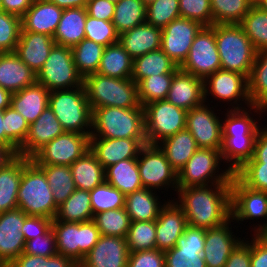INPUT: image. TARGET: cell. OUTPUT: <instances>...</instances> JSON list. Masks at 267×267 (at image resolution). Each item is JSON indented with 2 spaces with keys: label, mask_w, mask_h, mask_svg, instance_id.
Returning a JSON list of instances; mask_svg holds the SVG:
<instances>
[{
  "label": "cell",
  "mask_w": 267,
  "mask_h": 267,
  "mask_svg": "<svg viewBox=\"0 0 267 267\" xmlns=\"http://www.w3.org/2000/svg\"><path fill=\"white\" fill-rule=\"evenodd\" d=\"M52 228V219L41 216H27L23 222L21 232L25 241L39 235L46 234Z\"/></svg>",
  "instance_id": "be15d7a7"
},
{
  "label": "cell",
  "mask_w": 267,
  "mask_h": 267,
  "mask_svg": "<svg viewBox=\"0 0 267 267\" xmlns=\"http://www.w3.org/2000/svg\"><path fill=\"white\" fill-rule=\"evenodd\" d=\"M221 69L249 78L257 50L240 24H215Z\"/></svg>",
  "instance_id": "7a4b0ae2"
},
{
  "label": "cell",
  "mask_w": 267,
  "mask_h": 267,
  "mask_svg": "<svg viewBox=\"0 0 267 267\" xmlns=\"http://www.w3.org/2000/svg\"><path fill=\"white\" fill-rule=\"evenodd\" d=\"M179 69L202 79L221 69L215 39V24L203 26L197 33L187 58Z\"/></svg>",
  "instance_id": "5bb4252c"
},
{
  "label": "cell",
  "mask_w": 267,
  "mask_h": 267,
  "mask_svg": "<svg viewBox=\"0 0 267 267\" xmlns=\"http://www.w3.org/2000/svg\"><path fill=\"white\" fill-rule=\"evenodd\" d=\"M133 59L119 42L106 46L97 73L120 79L131 78Z\"/></svg>",
  "instance_id": "ab89813d"
},
{
  "label": "cell",
  "mask_w": 267,
  "mask_h": 267,
  "mask_svg": "<svg viewBox=\"0 0 267 267\" xmlns=\"http://www.w3.org/2000/svg\"><path fill=\"white\" fill-rule=\"evenodd\" d=\"M256 235L267 243V223Z\"/></svg>",
  "instance_id": "11e5206c"
},
{
  "label": "cell",
  "mask_w": 267,
  "mask_h": 267,
  "mask_svg": "<svg viewBox=\"0 0 267 267\" xmlns=\"http://www.w3.org/2000/svg\"><path fill=\"white\" fill-rule=\"evenodd\" d=\"M178 70L179 66L158 49L133 59L131 79L138 84L152 75L175 74Z\"/></svg>",
  "instance_id": "74e56055"
},
{
  "label": "cell",
  "mask_w": 267,
  "mask_h": 267,
  "mask_svg": "<svg viewBox=\"0 0 267 267\" xmlns=\"http://www.w3.org/2000/svg\"><path fill=\"white\" fill-rule=\"evenodd\" d=\"M168 199L156 219V248L161 251L174 248L177 239L183 235L188 226L182 208L172 197L171 200Z\"/></svg>",
  "instance_id": "603a6c76"
},
{
  "label": "cell",
  "mask_w": 267,
  "mask_h": 267,
  "mask_svg": "<svg viewBox=\"0 0 267 267\" xmlns=\"http://www.w3.org/2000/svg\"><path fill=\"white\" fill-rule=\"evenodd\" d=\"M50 91L36 83L11 95L12 106L30 125L42 114L49 103Z\"/></svg>",
  "instance_id": "4dcf8cb0"
},
{
  "label": "cell",
  "mask_w": 267,
  "mask_h": 267,
  "mask_svg": "<svg viewBox=\"0 0 267 267\" xmlns=\"http://www.w3.org/2000/svg\"><path fill=\"white\" fill-rule=\"evenodd\" d=\"M156 193V194H155ZM157 191L142 188L126 195L125 210L130 221H153L156 220L160 209L166 200H161Z\"/></svg>",
  "instance_id": "836d02e7"
},
{
  "label": "cell",
  "mask_w": 267,
  "mask_h": 267,
  "mask_svg": "<svg viewBox=\"0 0 267 267\" xmlns=\"http://www.w3.org/2000/svg\"><path fill=\"white\" fill-rule=\"evenodd\" d=\"M45 174L51 188L56 206L64 203L76 190L70 166L37 165Z\"/></svg>",
  "instance_id": "b9f144b4"
},
{
  "label": "cell",
  "mask_w": 267,
  "mask_h": 267,
  "mask_svg": "<svg viewBox=\"0 0 267 267\" xmlns=\"http://www.w3.org/2000/svg\"><path fill=\"white\" fill-rule=\"evenodd\" d=\"M231 210L233 221L239 225L246 220L265 219L262 223L249 225L250 232L256 235L267 223V192L247 187L234 174L231 178Z\"/></svg>",
  "instance_id": "4fadbf2b"
},
{
  "label": "cell",
  "mask_w": 267,
  "mask_h": 267,
  "mask_svg": "<svg viewBox=\"0 0 267 267\" xmlns=\"http://www.w3.org/2000/svg\"><path fill=\"white\" fill-rule=\"evenodd\" d=\"M174 201L192 227L213 228L232 218L231 183L178 188Z\"/></svg>",
  "instance_id": "6da1fadb"
},
{
  "label": "cell",
  "mask_w": 267,
  "mask_h": 267,
  "mask_svg": "<svg viewBox=\"0 0 267 267\" xmlns=\"http://www.w3.org/2000/svg\"><path fill=\"white\" fill-rule=\"evenodd\" d=\"M146 138H90V151L107 168L128 158H137Z\"/></svg>",
  "instance_id": "44dd1931"
},
{
  "label": "cell",
  "mask_w": 267,
  "mask_h": 267,
  "mask_svg": "<svg viewBox=\"0 0 267 267\" xmlns=\"http://www.w3.org/2000/svg\"><path fill=\"white\" fill-rule=\"evenodd\" d=\"M11 93L0 86V110H4L10 106Z\"/></svg>",
  "instance_id": "753ad0ef"
},
{
  "label": "cell",
  "mask_w": 267,
  "mask_h": 267,
  "mask_svg": "<svg viewBox=\"0 0 267 267\" xmlns=\"http://www.w3.org/2000/svg\"><path fill=\"white\" fill-rule=\"evenodd\" d=\"M8 267H79L73 259L57 254L52 257L22 253Z\"/></svg>",
  "instance_id": "680465c9"
},
{
  "label": "cell",
  "mask_w": 267,
  "mask_h": 267,
  "mask_svg": "<svg viewBox=\"0 0 267 267\" xmlns=\"http://www.w3.org/2000/svg\"><path fill=\"white\" fill-rule=\"evenodd\" d=\"M47 1L63 9L86 7V4L82 0H47Z\"/></svg>",
  "instance_id": "2644e50d"
},
{
  "label": "cell",
  "mask_w": 267,
  "mask_h": 267,
  "mask_svg": "<svg viewBox=\"0 0 267 267\" xmlns=\"http://www.w3.org/2000/svg\"><path fill=\"white\" fill-rule=\"evenodd\" d=\"M108 1H110V2H112V3H114V4H116L119 0H108Z\"/></svg>",
  "instance_id": "979ff035"
},
{
  "label": "cell",
  "mask_w": 267,
  "mask_h": 267,
  "mask_svg": "<svg viewBox=\"0 0 267 267\" xmlns=\"http://www.w3.org/2000/svg\"><path fill=\"white\" fill-rule=\"evenodd\" d=\"M86 5L91 1V0H82Z\"/></svg>",
  "instance_id": "deb4b68c"
},
{
  "label": "cell",
  "mask_w": 267,
  "mask_h": 267,
  "mask_svg": "<svg viewBox=\"0 0 267 267\" xmlns=\"http://www.w3.org/2000/svg\"><path fill=\"white\" fill-rule=\"evenodd\" d=\"M179 17V0H155L146 7V22L157 28L164 29Z\"/></svg>",
  "instance_id": "db71d44e"
},
{
  "label": "cell",
  "mask_w": 267,
  "mask_h": 267,
  "mask_svg": "<svg viewBox=\"0 0 267 267\" xmlns=\"http://www.w3.org/2000/svg\"><path fill=\"white\" fill-rule=\"evenodd\" d=\"M100 235L126 238L130 218L124 207L97 213L93 217Z\"/></svg>",
  "instance_id": "7dc6e473"
},
{
  "label": "cell",
  "mask_w": 267,
  "mask_h": 267,
  "mask_svg": "<svg viewBox=\"0 0 267 267\" xmlns=\"http://www.w3.org/2000/svg\"><path fill=\"white\" fill-rule=\"evenodd\" d=\"M5 125V145H7L16 155L18 149L25 142L29 132V124L25 118L12 106L4 109Z\"/></svg>",
  "instance_id": "f907efd6"
},
{
  "label": "cell",
  "mask_w": 267,
  "mask_h": 267,
  "mask_svg": "<svg viewBox=\"0 0 267 267\" xmlns=\"http://www.w3.org/2000/svg\"><path fill=\"white\" fill-rule=\"evenodd\" d=\"M170 165L178 172L199 148L193 135L186 128L157 144Z\"/></svg>",
  "instance_id": "d590c367"
},
{
  "label": "cell",
  "mask_w": 267,
  "mask_h": 267,
  "mask_svg": "<svg viewBox=\"0 0 267 267\" xmlns=\"http://www.w3.org/2000/svg\"><path fill=\"white\" fill-rule=\"evenodd\" d=\"M129 254L126 238L100 235L79 267H127Z\"/></svg>",
  "instance_id": "7402d4cb"
},
{
  "label": "cell",
  "mask_w": 267,
  "mask_h": 267,
  "mask_svg": "<svg viewBox=\"0 0 267 267\" xmlns=\"http://www.w3.org/2000/svg\"><path fill=\"white\" fill-rule=\"evenodd\" d=\"M174 74L152 75L142 79L138 85L142 106L156 100H166Z\"/></svg>",
  "instance_id": "816d5d0a"
},
{
  "label": "cell",
  "mask_w": 267,
  "mask_h": 267,
  "mask_svg": "<svg viewBox=\"0 0 267 267\" xmlns=\"http://www.w3.org/2000/svg\"><path fill=\"white\" fill-rule=\"evenodd\" d=\"M90 191L76 189L58 206L55 220L65 222H88L93 220Z\"/></svg>",
  "instance_id": "60d3db41"
},
{
  "label": "cell",
  "mask_w": 267,
  "mask_h": 267,
  "mask_svg": "<svg viewBox=\"0 0 267 267\" xmlns=\"http://www.w3.org/2000/svg\"><path fill=\"white\" fill-rule=\"evenodd\" d=\"M234 174L247 187L267 192V163L245 162Z\"/></svg>",
  "instance_id": "6f0895ef"
},
{
  "label": "cell",
  "mask_w": 267,
  "mask_h": 267,
  "mask_svg": "<svg viewBox=\"0 0 267 267\" xmlns=\"http://www.w3.org/2000/svg\"><path fill=\"white\" fill-rule=\"evenodd\" d=\"M64 132L52 109L47 106L35 122L29 125L28 135L18 149V155L31 158L45 144Z\"/></svg>",
  "instance_id": "d4e9b609"
},
{
  "label": "cell",
  "mask_w": 267,
  "mask_h": 267,
  "mask_svg": "<svg viewBox=\"0 0 267 267\" xmlns=\"http://www.w3.org/2000/svg\"><path fill=\"white\" fill-rule=\"evenodd\" d=\"M240 25L257 51L267 49V11L252 5Z\"/></svg>",
  "instance_id": "bcb514c9"
},
{
  "label": "cell",
  "mask_w": 267,
  "mask_h": 267,
  "mask_svg": "<svg viewBox=\"0 0 267 267\" xmlns=\"http://www.w3.org/2000/svg\"><path fill=\"white\" fill-rule=\"evenodd\" d=\"M243 240L231 252L224 267H251L250 239Z\"/></svg>",
  "instance_id": "e7e4bbea"
},
{
  "label": "cell",
  "mask_w": 267,
  "mask_h": 267,
  "mask_svg": "<svg viewBox=\"0 0 267 267\" xmlns=\"http://www.w3.org/2000/svg\"><path fill=\"white\" fill-rule=\"evenodd\" d=\"M63 10L47 0H34L31 7L21 17V31L53 37Z\"/></svg>",
  "instance_id": "484cf974"
},
{
  "label": "cell",
  "mask_w": 267,
  "mask_h": 267,
  "mask_svg": "<svg viewBox=\"0 0 267 267\" xmlns=\"http://www.w3.org/2000/svg\"><path fill=\"white\" fill-rule=\"evenodd\" d=\"M21 30L20 17L0 10V53L15 52Z\"/></svg>",
  "instance_id": "11a10c76"
},
{
  "label": "cell",
  "mask_w": 267,
  "mask_h": 267,
  "mask_svg": "<svg viewBox=\"0 0 267 267\" xmlns=\"http://www.w3.org/2000/svg\"><path fill=\"white\" fill-rule=\"evenodd\" d=\"M24 254L52 257L58 254L56 237L51 228L46 234L39 235L25 242Z\"/></svg>",
  "instance_id": "94428289"
},
{
  "label": "cell",
  "mask_w": 267,
  "mask_h": 267,
  "mask_svg": "<svg viewBox=\"0 0 267 267\" xmlns=\"http://www.w3.org/2000/svg\"><path fill=\"white\" fill-rule=\"evenodd\" d=\"M231 223L235 224L232 218L223 225L206 229L202 253L206 267H224L231 252L243 240L234 234Z\"/></svg>",
  "instance_id": "ffe728a7"
},
{
  "label": "cell",
  "mask_w": 267,
  "mask_h": 267,
  "mask_svg": "<svg viewBox=\"0 0 267 267\" xmlns=\"http://www.w3.org/2000/svg\"><path fill=\"white\" fill-rule=\"evenodd\" d=\"M90 138H146L143 106L95 108Z\"/></svg>",
  "instance_id": "3957f363"
},
{
  "label": "cell",
  "mask_w": 267,
  "mask_h": 267,
  "mask_svg": "<svg viewBox=\"0 0 267 267\" xmlns=\"http://www.w3.org/2000/svg\"><path fill=\"white\" fill-rule=\"evenodd\" d=\"M146 5H148L149 3L155 1V0H142Z\"/></svg>",
  "instance_id": "09005b40"
},
{
  "label": "cell",
  "mask_w": 267,
  "mask_h": 267,
  "mask_svg": "<svg viewBox=\"0 0 267 267\" xmlns=\"http://www.w3.org/2000/svg\"><path fill=\"white\" fill-rule=\"evenodd\" d=\"M85 39L106 47L118 42L119 34L112 24V21L99 20L87 15L85 22Z\"/></svg>",
  "instance_id": "9f6ffc18"
},
{
  "label": "cell",
  "mask_w": 267,
  "mask_h": 267,
  "mask_svg": "<svg viewBox=\"0 0 267 267\" xmlns=\"http://www.w3.org/2000/svg\"><path fill=\"white\" fill-rule=\"evenodd\" d=\"M261 125L256 136L253 157L246 162L267 163V124Z\"/></svg>",
  "instance_id": "a7ac6f4b"
},
{
  "label": "cell",
  "mask_w": 267,
  "mask_h": 267,
  "mask_svg": "<svg viewBox=\"0 0 267 267\" xmlns=\"http://www.w3.org/2000/svg\"><path fill=\"white\" fill-rule=\"evenodd\" d=\"M205 228L187 226L174 248L164 251L165 267H206L202 256Z\"/></svg>",
  "instance_id": "ac0fdd59"
},
{
  "label": "cell",
  "mask_w": 267,
  "mask_h": 267,
  "mask_svg": "<svg viewBox=\"0 0 267 267\" xmlns=\"http://www.w3.org/2000/svg\"><path fill=\"white\" fill-rule=\"evenodd\" d=\"M147 5L142 0H119L115 4L112 24L120 35L146 22Z\"/></svg>",
  "instance_id": "7bdbcfd3"
},
{
  "label": "cell",
  "mask_w": 267,
  "mask_h": 267,
  "mask_svg": "<svg viewBox=\"0 0 267 267\" xmlns=\"http://www.w3.org/2000/svg\"><path fill=\"white\" fill-rule=\"evenodd\" d=\"M257 135H223L221 156L234 173L253 157Z\"/></svg>",
  "instance_id": "f35d334b"
},
{
  "label": "cell",
  "mask_w": 267,
  "mask_h": 267,
  "mask_svg": "<svg viewBox=\"0 0 267 267\" xmlns=\"http://www.w3.org/2000/svg\"><path fill=\"white\" fill-rule=\"evenodd\" d=\"M0 10H2V0H0Z\"/></svg>",
  "instance_id": "67dfc351"
},
{
  "label": "cell",
  "mask_w": 267,
  "mask_h": 267,
  "mask_svg": "<svg viewBox=\"0 0 267 267\" xmlns=\"http://www.w3.org/2000/svg\"><path fill=\"white\" fill-rule=\"evenodd\" d=\"M211 96L214 100H219L217 103L226 102L230 106L227 109L230 110L245 109L252 105L248 92V78L234 71L220 69L204 79L205 102L213 103V100L210 102L209 99Z\"/></svg>",
  "instance_id": "7c38bea8"
},
{
  "label": "cell",
  "mask_w": 267,
  "mask_h": 267,
  "mask_svg": "<svg viewBox=\"0 0 267 267\" xmlns=\"http://www.w3.org/2000/svg\"><path fill=\"white\" fill-rule=\"evenodd\" d=\"M105 182L125 196L143 188L137 158H128L105 168Z\"/></svg>",
  "instance_id": "e575fe53"
},
{
  "label": "cell",
  "mask_w": 267,
  "mask_h": 267,
  "mask_svg": "<svg viewBox=\"0 0 267 267\" xmlns=\"http://www.w3.org/2000/svg\"><path fill=\"white\" fill-rule=\"evenodd\" d=\"M83 81L76 69L72 49L58 44L53 46L37 73V83L45 86L50 92L77 88L83 86Z\"/></svg>",
  "instance_id": "9c48e42d"
},
{
  "label": "cell",
  "mask_w": 267,
  "mask_h": 267,
  "mask_svg": "<svg viewBox=\"0 0 267 267\" xmlns=\"http://www.w3.org/2000/svg\"><path fill=\"white\" fill-rule=\"evenodd\" d=\"M143 108L147 144L157 145L186 127L187 111L167 100H156Z\"/></svg>",
  "instance_id": "30bf717a"
},
{
  "label": "cell",
  "mask_w": 267,
  "mask_h": 267,
  "mask_svg": "<svg viewBox=\"0 0 267 267\" xmlns=\"http://www.w3.org/2000/svg\"><path fill=\"white\" fill-rule=\"evenodd\" d=\"M126 239L129 252L157 249L156 220L131 221Z\"/></svg>",
  "instance_id": "681fc988"
},
{
  "label": "cell",
  "mask_w": 267,
  "mask_h": 267,
  "mask_svg": "<svg viewBox=\"0 0 267 267\" xmlns=\"http://www.w3.org/2000/svg\"><path fill=\"white\" fill-rule=\"evenodd\" d=\"M164 251L158 249L130 252L127 267H165Z\"/></svg>",
  "instance_id": "6125c7cd"
},
{
  "label": "cell",
  "mask_w": 267,
  "mask_h": 267,
  "mask_svg": "<svg viewBox=\"0 0 267 267\" xmlns=\"http://www.w3.org/2000/svg\"><path fill=\"white\" fill-rule=\"evenodd\" d=\"M197 21L179 17L171 21L161 35V50L178 66H180L190 51V47L202 29Z\"/></svg>",
  "instance_id": "e0dca14e"
},
{
  "label": "cell",
  "mask_w": 267,
  "mask_h": 267,
  "mask_svg": "<svg viewBox=\"0 0 267 267\" xmlns=\"http://www.w3.org/2000/svg\"><path fill=\"white\" fill-rule=\"evenodd\" d=\"M138 170L143 188L177 192V171L170 165L158 145L145 144L137 157Z\"/></svg>",
  "instance_id": "8fae6325"
},
{
  "label": "cell",
  "mask_w": 267,
  "mask_h": 267,
  "mask_svg": "<svg viewBox=\"0 0 267 267\" xmlns=\"http://www.w3.org/2000/svg\"><path fill=\"white\" fill-rule=\"evenodd\" d=\"M252 5H258L261 0H248Z\"/></svg>",
  "instance_id": "b9fcfbb0"
},
{
  "label": "cell",
  "mask_w": 267,
  "mask_h": 267,
  "mask_svg": "<svg viewBox=\"0 0 267 267\" xmlns=\"http://www.w3.org/2000/svg\"><path fill=\"white\" fill-rule=\"evenodd\" d=\"M251 235H249L251 237V267H267V243L257 235Z\"/></svg>",
  "instance_id": "003e7915"
},
{
  "label": "cell",
  "mask_w": 267,
  "mask_h": 267,
  "mask_svg": "<svg viewBox=\"0 0 267 267\" xmlns=\"http://www.w3.org/2000/svg\"><path fill=\"white\" fill-rule=\"evenodd\" d=\"M162 29L147 22L119 35V43L132 59L161 48Z\"/></svg>",
  "instance_id": "f1b7e54d"
},
{
  "label": "cell",
  "mask_w": 267,
  "mask_h": 267,
  "mask_svg": "<svg viewBox=\"0 0 267 267\" xmlns=\"http://www.w3.org/2000/svg\"><path fill=\"white\" fill-rule=\"evenodd\" d=\"M26 217L19 208L0 213V267H8L24 252L21 229Z\"/></svg>",
  "instance_id": "d6986e66"
},
{
  "label": "cell",
  "mask_w": 267,
  "mask_h": 267,
  "mask_svg": "<svg viewBox=\"0 0 267 267\" xmlns=\"http://www.w3.org/2000/svg\"><path fill=\"white\" fill-rule=\"evenodd\" d=\"M70 169L76 189L92 191L105 182V168L90 150L72 163Z\"/></svg>",
  "instance_id": "8d00e7d4"
},
{
  "label": "cell",
  "mask_w": 267,
  "mask_h": 267,
  "mask_svg": "<svg viewBox=\"0 0 267 267\" xmlns=\"http://www.w3.org/2000/svg\"><path fill=\"white\" fill-rule=\"evenodd\" d=\"M248 92L252 105L261 106L267 110V49L257 51L248 78Z\"/></svg>",
  "instance_id": "ee69618b"
},
{
  "label": "cell",
  "mask_w": 267,
  "mask_h": 267,
  "mask_svg": "<svg viewBox=\"0 0 267 267\" xmlns=\"http://www.w3.org/2000/svg\"><path fill=\"white\" fill-rule=\"evenodd\" d=\"M34 0H2V11L22 17Z\"/></svg>",
  "instance_id": "89a4df30"
},
{
  "label": "cell",
  "mask_w": 267,
  "mask_h": 267,
  "mask_svg": "<svg viewBox=\"0 0 267 267\" xmlns=\"http://www.w3.org/2000/svg\"><path fill=\"white\" fill-rule=\"evenodd\" d=\"M37 83V74L15 52L0 53V86L11 94Z\"/></svg>",
  "instance_id": "83f0119b"
},
{
  "label": "cell",
  "mask_w": 267,
  "mask_h": 267,
  "mask_svg": "<svg viewBox=\"0 0 267 267\" xmlns=\"http://www.w3.org/2000/svg\"><path fill=\"white\" fill-rule=\"evenodd\" d=\"M16 154L7 146L0 143V167L7 164Z\"/></svg>",
  "instance_id": "8c879c8a"
},
{
  "label": "cell",
  "mask_w": 267,
  "mask_h": 267,
  "mask_svg": "<svg viewBox=\"0 0 267 267\" xmlns=\"http://www.w3.org/2000/svg\"><path fill=\"white\" fill-rule=\"evenodd\" d=\"M126 196L107 182L90 191L93 215L125 207Z\"/></svg>",
  "instance_id": "f5cc1de1"
},
{
  "label": "cell",
  "mask_w": 267,
  "mask_h": 267,
  "mask_svg": "<svg viewBox=\"0 0 267 267\" xmlns=\"http://www.w3.org/2000/svg\"><path fill=\"white\" fill-rule=\"evenodd\" d=\"M18 208L27 216L54 219L58 207L44 172L30 160L23 168L18 190Z\"/></svg>",
  "instance_id": "8992f818"
},
{
  "label": "cell",
  "mask_w": 267,
  "mask_h": 267,
  "mask_svg": "<svg viewBox=\"0 0 267 267\" xmlns=\"http://www.w3.org/2000/svg\"><path fill=\"white\" fill-rule=\"evenodd\" d=\"M0 143L5 145L4 110H0Z\"/></svg>",
  "instance_id": "34e18365"
},
{
  "label": "cell",
  "mask_w": 267,
  "mask_h": 267,
  "mask_svg": "<svg viewBox=\"0 0 267 267\" xmlns=\"http://www.w3.org/2000/svg\"><path fill=\"white\" fill-rule=\"evenodd\" d=\"M71 49L76 69L83 79L97 73L105 46L83 39Z\"/></svg>",
  "instance_id": "f6af8a7d"
},
{
  "label": "cell",
  "mask_w": 267,
  "mask_h": 267,
  "mask_svg": "<svg viewBox=\"0 0 267 267\" xmlns=\"http://www.w3.org/2000/svg\"><path fill=\"white\" fill-rule=\"evenodd\" d=\"M48 106L65 132L92 133L93 111L84 85L68 90L51 91Z\"/></svg>",
  "instance_id": "5b68a950"
},
{
  "label": "cell",
  "mask_w": 267,
  "mask_h": 267,
  "mask_svg": "<svg viewBox=\"0 0 267 267\" xmlns=\"http://www.w3.org/2000/svg\"><path fill=\"white\" fill-rule=\"evenodd\" d=\"M55 44L51 36L30 31H21L15 53L37 74Z\"/></svg>",
  "instance_id": "4316f807"
},
{
  "label": "cell",
  "mask_w": 267,
  "mask_h": 267,
  "mask_svg": "<svg viewBox=\"0 0 267 267\" xmlns=\"http://www.w3.org/2000/svg\"><path fill=\"white\" fill-rule=\"evenodd\" d=\"M90 135L64 132L40 148L31 160L36 165L70 166L90 150Z\"/></svg>",
  "instance_id": "9a60e30c"
},
{
  "label": "cell",
  "mask_w": 267,
  "mask_h": 267,
  "mask_svg": "<svg viewBox=\"0 0 267 267\" xmlns=\"http://www.w3.org/2000/svg\"><path fill=\"white\" fill-rule=\"evenodd\" d=\"M166 100L186 111L203 104L204 79L179 69L173 76Z\"/></svg>",
  "instance_id": "cb8c5ba5"
},
{
  "label": "cell",
  "mask_w": 267,
  "mask_h": 267,
  "mask_svg": "<svg viewBox=\"0 0 267 267\" xmlns=\"http://www.w3.org/2000/svg\"><path fill=\"white\" fill-rule=\"evenodd\" d=\"M222 161L221 150L198 148L177 172L178 188L231 183L234 173L228 166L222 170Z\"/></svg>",
  "instance_id": "52a82bcc"
},
{
  "label": "cell",
  "mask_w": 267,
  "mask_h": 267,
  "mask_svg": "<svg viewBox=\"0 0 267 267\" xmlns=\"http://www.w3.org/2000/svg\"><path fill=\"white\" fill-rule=\"evenodd\" d=\"M83 85L92 111L99 107H140L137 83L131 78L120 79L98 73L87 75Z\"/></svg>",
  "instance_id": "277c9868"
},
{
  "label": "cell",
  "mask_w": 267,
  "mask_h": 267,
  "mask_svg": "<svg viewBox=\"0 0 267 267\" xmlns=\"http://www.w3.org/2000/svg\"><path fill=\"white\" fill-rule=\"evenodd\" d=\"M265 112L267 110L264 107L255 105H251L245 109H227L224 115L225 117H222L223 135H257L260 129L258 122ZM255 114L260 119L258 117L256 118Z\"/></svg>",
  "instance_id": "d6a6232c"
},
{
  "label": "cell",
  "mask_w": 267,
  "mask_h": 267,
  "mask_svg": "<svg viewBox=\"0 0 267 267\" xmlns=\"http://www.w3.org/2000/svg\"><path fill=\"white\" fill-rule=\"evenodd\" d=\"M262 10L267 11V0H261L258 5Z\"/></svg>",
  "instance_id": "2a66077c"
},
{
  "label": "cell",
  "mask_w": 267,
  "mask_h": 267,
  "mask_svg": "<svg viewBox=\"0 0 267 267\" xmlns=\"http://www.w3.org/2000/svg\"><path fill=\"white\" fill-rule=\"evenodd\" d=\"M86 8H66L53 35L58 45L72 48L85 39Z\"/></svg>",
  "instance_id": "1f68e13d"
},
{
  "label": "cell",
  "mask_w": 267,
  "mask_h": 267,
  "mask_svg": "<svg viewBox=\"0 0 267 267\" xmlns=\"http://www.w3.org/2000/svg\"><path fill=\"white\" fill-rule=\"evenodd\" d=\"M182 18L199 22L203 26H212L213 18L210 0H179Z\"/></svg>",
  "instance_id": "91938a15"
},
{
  "label": "cell",
  "mask_w": 267,
  "mask_h": 267,
  "mask_svg": "<svg viewBox=\"0 0 267 267\" xmlns=\"http://www.w3.org/2000/svg\"><path fill=\"white\" fill-rule=\"evenodd\" d=\"M31 160L16 155L0 167V213L18 208V190L24 166Z\"/></svg>",
  "instance_id": "f546056e"
},
{
  "label": "cell",
  "mask_w": 267,
  "mask_h": 267,
  "mask_svg": "<svg viewBox=\"0 0 267 267\" xmlns=\"http://www.w3.org/2000/svg\"><path fill=\"white\" fill-rule=\"evenodd\" d=\"M52 229L56 237L57 252L79 264L98 242L100 237L96 223L65 222L52 220Z\"/></svg>",
  "instance_id": "ba28073f"
},
{
  "label": "cell",
  "mask_w": 267,
  "mask_h": 267,
  "mask_svg": "<svg viewBox=\"0 0 267 267\" xmlns=\"http://www.w3.org/2000/svg\"><path fill=\"white\" fill-rule=\"evenodd\" d=\"M213 24H240L252 4L248 0H210Z\"/></svg>",
  "instance_id": "c3c4849f"
},
{
  "label": "cell",
  "mask_w": 267,
  "mask_h": 267,
  "mask_svg": "<svg viewBox=\"0 0 267 267\" xmlns=\"http://www.w3.org/2000/svg\"><path fill=\"white\" fill-rule=\"evenodd\" d=\"M214 107L217 108L216 105L210 107L209 103L204 102L187 111L185 128L193 135L199 148L213 150L222 148V116H217Z\"/></svg>",
  "instance_id": "2e32d148"
},
{
  "label": "cell",
  "mask_w": 267,
  "mask_h": 267,
  "mask_svg": "<svg viewBox=\"0 0 267 267\" xmlns=\"http://www.w3.org/2000/svg\"><path fill=\"white\" fill-rule=\"evenodd\" d=\"M87 15L104 21H112L115 4L108 0H91L86 5Z\"/></svg>",
  "instance_id": "03108f58"
}]
</instances>
